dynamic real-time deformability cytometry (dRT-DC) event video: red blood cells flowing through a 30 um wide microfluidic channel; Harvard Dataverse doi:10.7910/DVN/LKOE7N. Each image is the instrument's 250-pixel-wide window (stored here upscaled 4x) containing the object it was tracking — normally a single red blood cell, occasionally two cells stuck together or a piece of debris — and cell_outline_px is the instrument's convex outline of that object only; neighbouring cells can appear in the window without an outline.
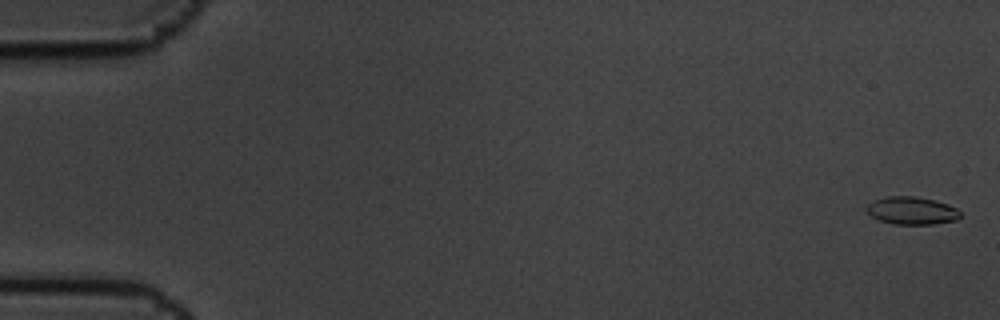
{"species": "common noctule bat (a hibernating species)", "species_latin": "Nyctalus noctula", "temperature_condition": "cold", "stored_images_in_passage": 6, "camera_frame_rate_fps": 3000, "um_per_image_px": 0.085, "animal": {"sex": "male", "body_mass_g": 19.5, "forearm_length_mm": 54.6}, "frame": {"image": 1, "passage_image": 1, "time_ms": 0.0, "image_size_px": [1000, 320], "cell_outline_px": [[960, 216], [956, 220], [932, 224], [892, 224], [880, 220], [872, 216], [864, 208], [872, 200], [888, 196], [912, 196], [932, 200], [948, 204], [956, 208], [960, 212]], "centroid_in_image_um": [77.47, 17.9], "position_along_channel_um": 7.5, "area_um2": 15.03}}
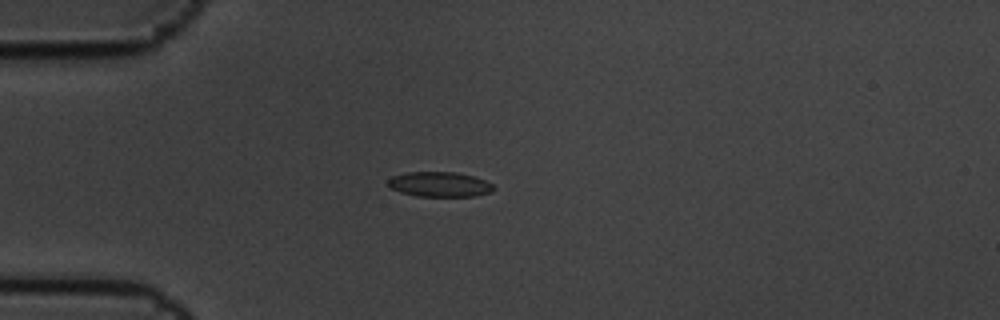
{"frame": {"image": 2, "passage_image": 4, "time_ms": 1.0, "image_size_px": [1000, 320], "cell_outline_px": [[496, 188], [492, 192], [472, 196], [416, 196], [400, 192], [392, 188], [388, 184], [388, 180], [392, 176], [408, 172], [456, 172], [472, 176], [484, 180], [492, 184]], "centroid_in_image_um": [37.37, 15.67], "position_along_channel_um": 47.6, "area_um2": 15.26}}
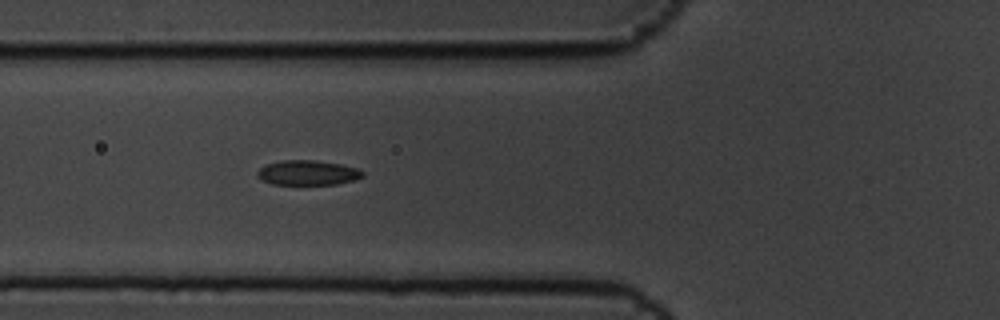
{"frame": {"image": 3, "passage_image": 6, "time_ms": 1.667, "image_size_px": [1000, 320], "cell_outline_px": [[364, 176], [352, 180], [336, 184], [272, 184], [260, 180], [256, 176], [256, 172], [260, 168], [268, 164], [280, 160], [316, 160], [340, 164], [356, 168], [364, 172]], "centroid_in_image_um": [26.11, 14.68], "position_along_channel_um": 99.7, "area_um2": 15.2}}